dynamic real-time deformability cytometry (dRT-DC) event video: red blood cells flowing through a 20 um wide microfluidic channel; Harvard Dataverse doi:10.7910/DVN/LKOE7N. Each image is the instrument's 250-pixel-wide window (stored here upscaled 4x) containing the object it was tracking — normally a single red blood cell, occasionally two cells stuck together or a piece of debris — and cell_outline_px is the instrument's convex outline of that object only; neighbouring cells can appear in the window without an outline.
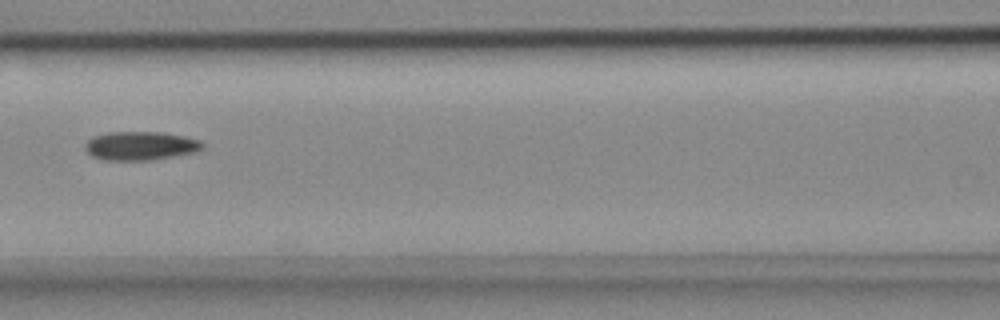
{"species": "common noctule bat (a hibernating species)", "species_latin": "Nyctalus noctula", "temperature_condition": "cold", "stored_images_in_passage": 9, "camera_frame_rate_fps": 3000, "um_per_image_px": 0.085, "animal": {"sex": "female", "body_mass_g": 18.4}, "frame": {"image": 1, "passage_image": 6, "time_ms": 1.667, "image_size_px": [1000, 320], "cell_outline_px": [[204, 148], [196, 152], [152, 160], [104, 160], [92, 156], [84, 148], [84, 144], [92, 136], [108, 132], [160, 132], [184, 136], [200, 140], [204, 144]], "centroid_in_image_um": [11.94, 12.39], "position_along_channel_um": 154.7, "area_um2": 19.77}}
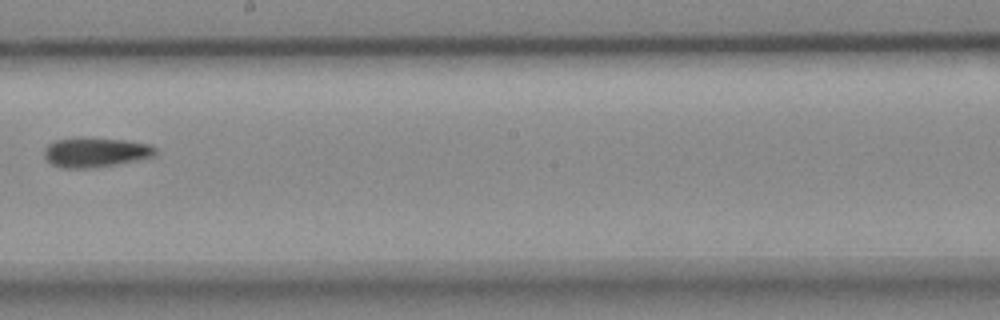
{"frame": {"image": 2, "passage_image": 8, "time_ms": 2.333, "image_size_px": [1000, 320], "cell_outline_px": [[156, 156], [96, 168], [64, 168], [52, 164], [44, 156], [44, 148], [48, 144], [56, 140], [80, 136], [84, 136], [128, 140], [152, 144], [156, 148]], "centroid_in_image_um": [8.14, 12.92], "position_along_channel_um": 240.1, "area_um2": 19.71}}
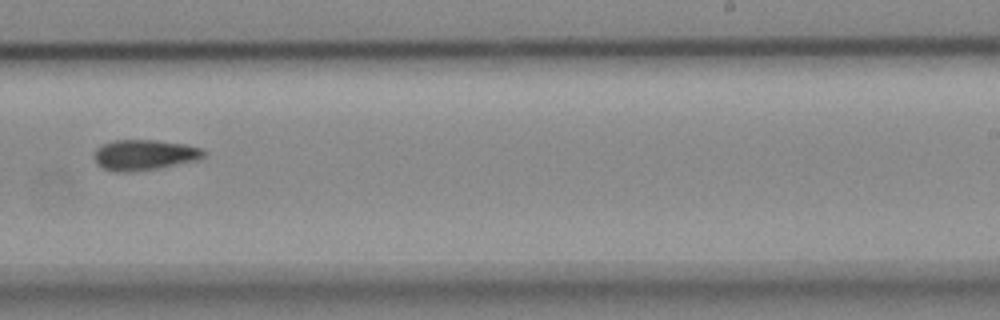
{"frame": {"image": 3, "passage_image": 9, "time_ms": 2.667, "image_size_px": [1000, 320], "cell_outline_px": [[208, 152], [200, 160], [160, 168], [132, 172], [112, 172], [100, 168], [96, 164], [96, 148], [112, 140], [156, 140], [184, 144], [200, 148]], "centroid_in_image_um": [12.29, 13.18], "position_along_channel_um": 276.7, "area_um2": 19.77}}